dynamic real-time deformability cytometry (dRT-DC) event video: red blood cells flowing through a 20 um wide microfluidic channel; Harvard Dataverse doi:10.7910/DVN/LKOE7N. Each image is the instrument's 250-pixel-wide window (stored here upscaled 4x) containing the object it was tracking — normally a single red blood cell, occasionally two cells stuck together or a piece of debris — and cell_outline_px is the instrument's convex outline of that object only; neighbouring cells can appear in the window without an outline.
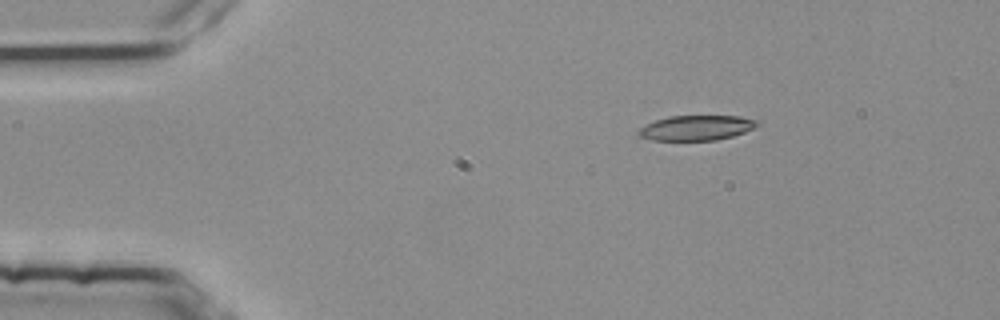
{"species": "common noctule bat (a hibernating species)", "species_latin": "Nyctalus noctula", "temperature_condition": "room temperature", "stored_images_in_passage": 3, "camera_frame_rate_fps": 3000, "um_per_image_px": 0.085, "animal": {"sex": "female", "body_mass_g": 25.1}, "frame": {"image": 1, "passage_image": 1, "time_ms": 0.0, "image_size_px": [1000, 320], "cell_outline_px": [[760, 124], [744, 132], [732, 136], [716, 140], [652, 140], [640, 136], [636, 132], [640, 128], [656, 120], [668, 116], [740, 116], [756, 120]], "centroid_in_image_um": [59.19, 10.86], "position_along_channel_um": 25.8, "area_um2": 17.11}}
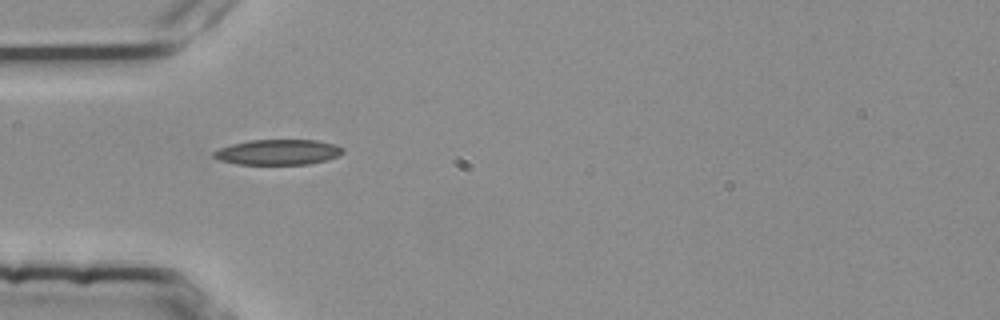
{"frame": {"image": 2, "passage_image": 2, "time_ms": 0.333, "image_size_px": [1000, 320], "cell_outline_px": [[344, 152], [340, 156], [308, 164], [236, 164], [220, 160], [212, 156], [212, 152], [220, 148], [232, 144], [248, 140], [316, 140], [336, 144]], "centroid_in_image_um": [23.62, 12.93], "position_along_channel_um": 61.4, "area_um2": 19.02}}